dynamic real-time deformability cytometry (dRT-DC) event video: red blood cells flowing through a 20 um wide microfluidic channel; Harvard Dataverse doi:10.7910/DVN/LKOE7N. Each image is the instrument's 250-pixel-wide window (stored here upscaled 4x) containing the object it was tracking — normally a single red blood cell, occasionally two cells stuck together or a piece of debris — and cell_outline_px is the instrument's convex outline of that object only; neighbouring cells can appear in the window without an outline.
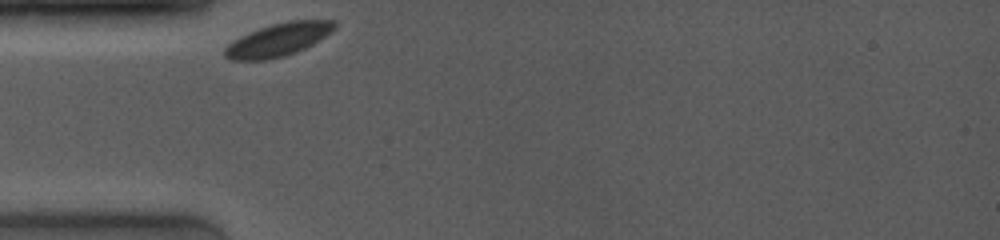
{"species": "common noctule bat (a hibernating species)", "species_latin": "Nyctalus noctula", "temperature_condition": "room temperature", "stored_images_in_passage": 39, "camera_frame_rate_fps": 4000, "um_per_image_px": 0.085, "animal": {"sex": "female", "body_mass_g": 19.0, "forearm_length_mm": 53.3}, "frame": {"image": 1, "passage_image": 1, "time_ms": 0.0, "image_size_px": [1000, 240], "cell_outline_px": [[336, 24], [324, 36], [312, 44], [296, 52], [284, 56], [264, 60], [232, 60], [224, 56], [224, 48], [228, 44], [240, 36], [260, 28], [272, 24], [288, 20], [336, 20]], "centroid_in_image_um": [23.61, 3.38], "position_along_channel_um": 61.4, "area_um2": 20.75}}
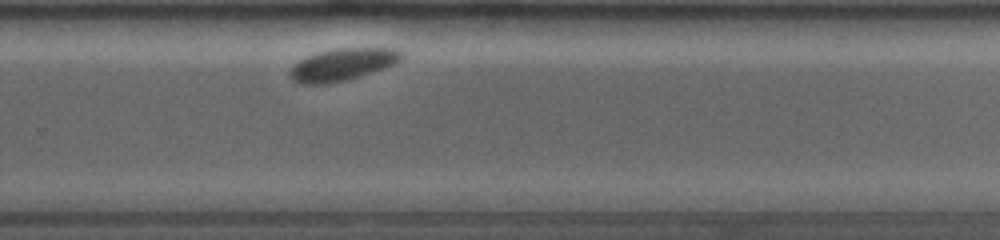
{"frame": {"image": 2, "passage_image": 28, "time_ms": 6.75, "image_size_px": [1000, 240], "cell_outline_px": [[404, 56], [400, 60], [384, 68], [344, 80], [328, 84], [300, 84], [292, 80], [288, 76], [288, 72], [292, 64], [308, 56], [332, 48], [396, 48], [404, 52]], "centroid_in_image_um": [29.07, 5.48], "position_along_channel_um": 300.7, "area_um2": 20.92}}
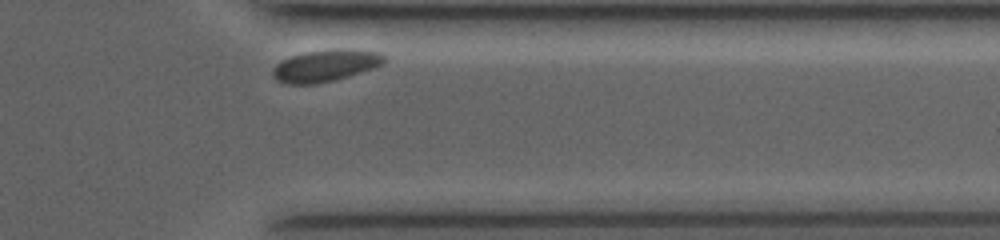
{"frame": {"image": 3, "passage_image": 37, "time_ms": 9.0, "image_size_px": [1000, 240], "cell_outline_px": [[388, 60], [376, 68], [336, 80], [316, 84], [288, 84], [276, 80], [272, 76], [272, 68], [276, 64], [292, 56], [304, 52], [332, 48], [356, 48], [380, 52]], "centroid_in_image_um": [27.73, 5.56], "position_along_channel_um": 383.7, "area_um2": 21.27}}